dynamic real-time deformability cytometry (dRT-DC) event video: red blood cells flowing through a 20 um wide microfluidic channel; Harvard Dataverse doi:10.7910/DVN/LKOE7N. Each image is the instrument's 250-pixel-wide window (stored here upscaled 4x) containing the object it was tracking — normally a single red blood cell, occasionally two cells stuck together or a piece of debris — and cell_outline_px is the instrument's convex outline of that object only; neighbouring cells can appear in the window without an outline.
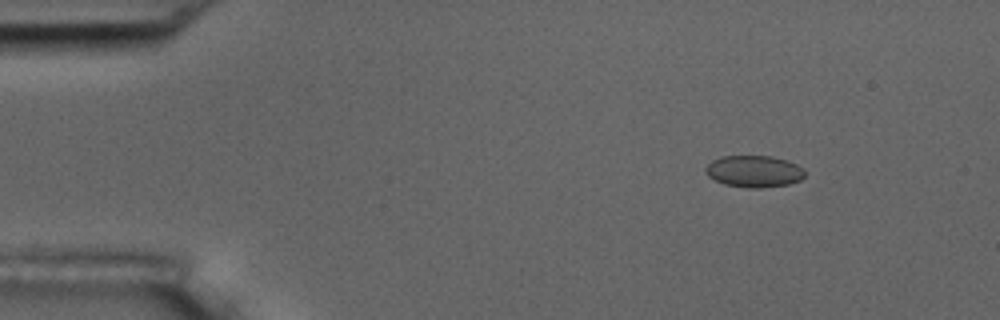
{"species": "common noctule bat (a hibernating species)", "species_latin": "Nyctalus noctula", "temperature_condition": "room temperature", "stored_images_in_passage": 9, "camera_frame_rate_fps": 3000, "um_per_image_px": 0.085, "animal": {"sex": "male", "body_mass_g": 17.5, "forearm_length_mm": 52.3}, "frame": {"image": 1, "passage_image": 1, "time_ms": 0.0, "image_size_px": [1000, 320], "cell_outline_px": [[804, 176], [800, 180], [788, 184], [760, 188], [748, 188], [724, 184], [708, 176], [704, 172], [704, 168], [712, 160], [720, 156], [772, 156], [788, 160], [804, 168]], "centroid_in_image_um": [64.08, 14.56], "position_along_channel_um": 20.9, "area_um2": 18.5}}
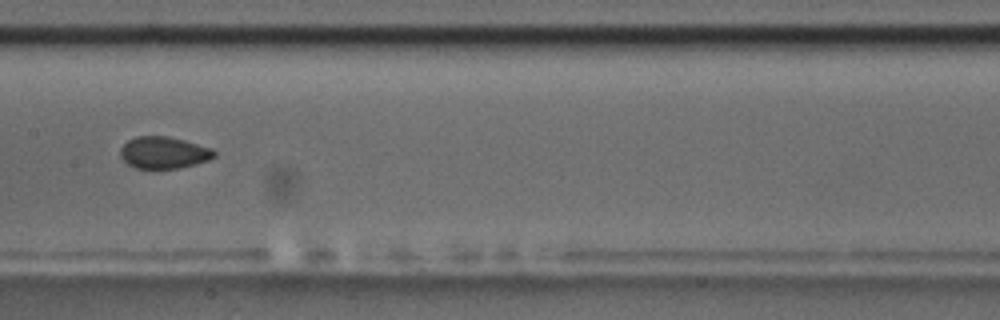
{"frame": {"image": 2, "passage_image": 7, "time_ms": 7.0, "image_size_px": [1000, 320], "cell_outline_px": [[216, 156], [208, 160], [180, 168], [136, 168], [128, 164], [120, 156], [120, 148], [128, 140], [136, 136], [168, 136], [184, 140], [212, 148], [216, 152]], "centroid_in_image_um": [13.92, 12.96], "position_along_channel_um": 193.5, "area_um2": 17.4}}
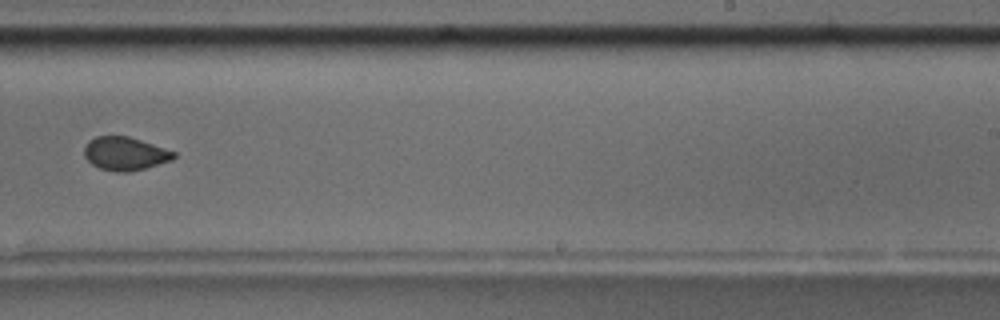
{"frame": {"image": 3, "passage_image": 9, "time_ms": 9.333, "image_size_px": [1000, 320], "cell_outline_px": [[176, 156], [172, 160], [144, 168], [128, 172], [116, 172], [100, 168], [92, 164], [84, 156], [84, 144], [88, 140], [96, 136], [128, 136], [176, 152]], "centroid_in_image_um": [10.59, 13.05], "position_along_channel_um": 278.4, "area_um2": 17.34}}